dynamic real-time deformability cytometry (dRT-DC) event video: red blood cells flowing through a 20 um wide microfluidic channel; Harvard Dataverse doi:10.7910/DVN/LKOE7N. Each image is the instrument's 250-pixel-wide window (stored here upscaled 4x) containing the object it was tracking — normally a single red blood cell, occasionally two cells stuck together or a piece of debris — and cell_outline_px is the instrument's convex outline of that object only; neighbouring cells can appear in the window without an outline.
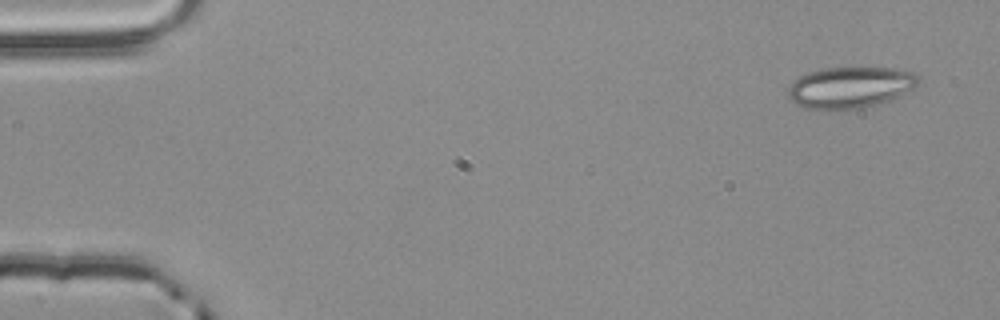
{"species": "common noctule bat (a hibernating species)", "species_latin": "Nyctalus noctula", "temperature_condition": "room temperature", "stored_images_in_passage": 3, "camera_frame_rate_fps": 3000, "um_per_image_px": 0.085, "animal": {"sex": "male", "body_mass_g": 20.4}, "frame": {"image": 1, "passage_image": 1, "time_ms": 0.0, "image_size_px": [1000, 320], "cell_outline_px": [[920, 80], [912, 88], [880, 104], [840, 112], [804, 108], [796, 104], [788, 96], [788, 88], [792, 80], [808, 72], [824, 68], [892, 68], [912, 72]], "centroid_in_image_um": [72.18, 7.46], "position_along_channel_um": 12.8, "area_um2": 31.56}}